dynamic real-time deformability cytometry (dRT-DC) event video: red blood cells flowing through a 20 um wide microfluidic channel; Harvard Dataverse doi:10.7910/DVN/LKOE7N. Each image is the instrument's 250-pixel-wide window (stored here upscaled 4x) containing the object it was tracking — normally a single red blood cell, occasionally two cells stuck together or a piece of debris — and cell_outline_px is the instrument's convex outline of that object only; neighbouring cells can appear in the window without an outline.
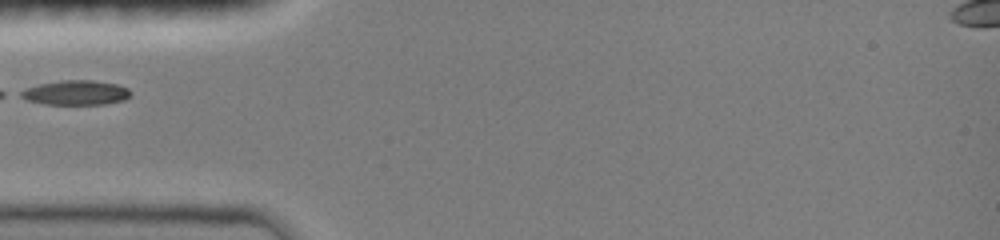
{"species": "common noctule bat (a hibernating species)", "species_latin": "Nyctalus noctula", "temperature_condition": "room temperature", "stored_images_in_passage": 27, "camera_frame_rate_fps": 3000, "um_per_image_px": 0.085, "animal": {"sex": "female", "body_mass_g": 19.0, "forearm_length_mm": 51.5}, "frame": {"image": 1, "passage_image": 1, "time_ms": 0.0, "image_size_px": [1000, 240], "cell_outline_px": [[132, 92], [124, 100], [104, 104], [44, 104], [28, 100], [20, 96], [20, 92], [28, 88], [40, 84], [60, 80], [92, 80], [116, 84], [128, 88]], "centroid_in_image_um": [6.47, 7.87], "position_along_channel_um": 78.5, "area_um2": 15.55}}
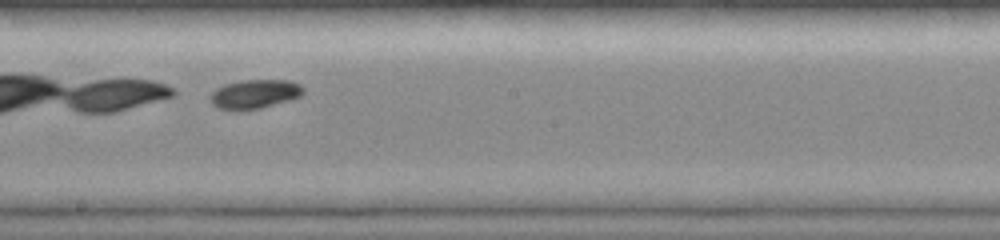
{"frame": {"image": 2, "passage_image": 12, "time_ms": 3.667, "image_size_px": [1000, 240], "cell_outline_px": [[304, 92], [300, 96], [288, 100], [260, 108], [216, 108], [208, 100], [212, 92], [216, 88], [224, 84], [240, 80], [288, 80], [300, 84], [304, 88]], "centroid_in_image_um": [21.64, 7.96], "position_along_channel_um": 226.6, "area_um2": 15.43}}
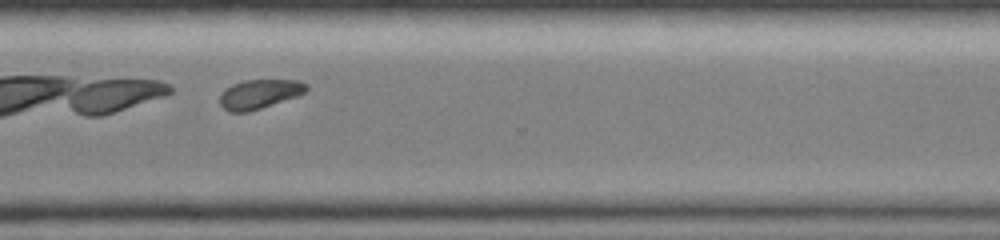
{"frame": {"image": 3, "passage_image": 21, "time_ms": 6.667, "image_size_px": [1000, 240], "cell_outline_px": [[308, 88], [300, 96], [248, 112], [228, 112], [220, 104], [220, 92], [224, 88], [232, 84], [244, 80], [300, 80], [308, 84]], "centroid_in_image_um": [22.05, 7.99], "position_along_channel_um": 348.5, "area_um2": 15.03}}